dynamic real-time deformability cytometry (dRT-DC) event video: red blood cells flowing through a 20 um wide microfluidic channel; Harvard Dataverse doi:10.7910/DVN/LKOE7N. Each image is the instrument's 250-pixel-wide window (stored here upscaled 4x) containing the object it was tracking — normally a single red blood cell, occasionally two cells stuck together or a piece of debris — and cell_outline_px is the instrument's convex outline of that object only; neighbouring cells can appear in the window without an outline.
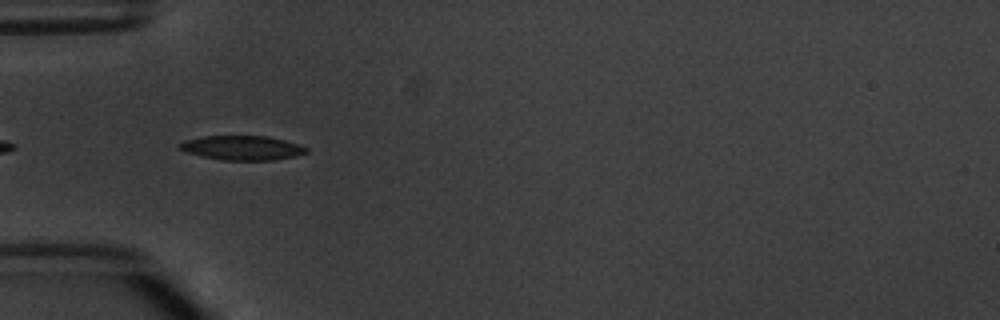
{"species": "common noctule bat (a hibernating species)", "species_latin": "Nyctalus noctula", "temperature_condition": "warm", "stored_images_in_passage": 4, "camera_frame_rate_fps": 3000, "um_per_image_px": 0.085, "animal": {"sex": "male", "body_mass_g": 20.1, "forearm_length_mm": 53.5}, "frame": {"image": 1, "passage_image": 3, "time_ms": 2.333, "image_size_px": [1000, 320], "cell_outline_px": [[308, 152], [296, 156], [272, 160], [220, 160], [188, 152], [180, 148], [180, 144], [184, 140], [204, 136], [268, 136], [284, 140], [308, 148]], "centroid_in_image_um": [20.62, 12.56], "position_along_channel_um": 64.4, "area_um2": 17.74}}